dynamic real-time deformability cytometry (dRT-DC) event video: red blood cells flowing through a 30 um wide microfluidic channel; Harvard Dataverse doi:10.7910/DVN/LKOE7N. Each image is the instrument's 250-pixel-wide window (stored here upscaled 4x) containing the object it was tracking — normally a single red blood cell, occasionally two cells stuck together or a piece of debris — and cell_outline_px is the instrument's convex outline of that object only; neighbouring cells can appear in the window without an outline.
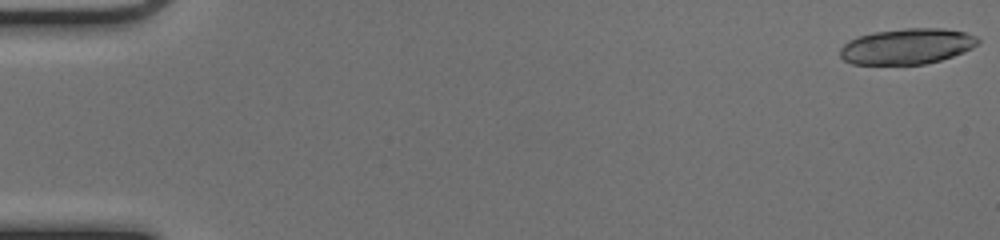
{"species": "common noctule bat (a hibernating species)", "species_latin": "Nyctalus noctula", "temperature_condition": "cold", "stored_images_in_passage": 21, "camera_frame_rate_fps": 3000, "um_per_image_px": 0.085, "animal": {"sex": "female", "body_mass_g": 17.0, "forearm_length_mm": 48.0}, "frame": {"image": 1, "passage_image": 1, "time_ms": 0.0, "image_size_px": [1000, 240], "cell_outline_px": [[980, 44], [964, 52], [940, 60], [924, 64], [852, 64], [844, 60], [840, 56], [840, 48], [848, 40], [856, 36], [872, 32], [904, 28], [944, 28], [964, 32], [976, 36], [980, 40]], "centroid_in_image_um": [77.09, 3.93], "position_along_channel_um": 7.9, "area_um2": 28.9}}
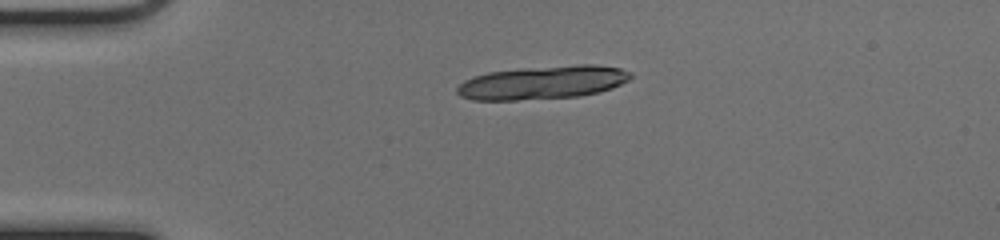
{"frame": {"image": 2, "passage_image": 13, "time_ms": 4.0, "image_size_px": [1000, 240], "cell_outline_px": [[632, 76], [628, 80], [612, 88], [580, 96], [516, 100], [472, 100], [460, 96], [456, 92], [456, 88], [464, 80], [488, 72], [520, 68], [576, 64], [596, 64], [620, 68], [632, 72]], "centroid_in_image_um": [46.13, 7.0], "position_along_channel_um": 38.9, "area_um2": 33.87}}